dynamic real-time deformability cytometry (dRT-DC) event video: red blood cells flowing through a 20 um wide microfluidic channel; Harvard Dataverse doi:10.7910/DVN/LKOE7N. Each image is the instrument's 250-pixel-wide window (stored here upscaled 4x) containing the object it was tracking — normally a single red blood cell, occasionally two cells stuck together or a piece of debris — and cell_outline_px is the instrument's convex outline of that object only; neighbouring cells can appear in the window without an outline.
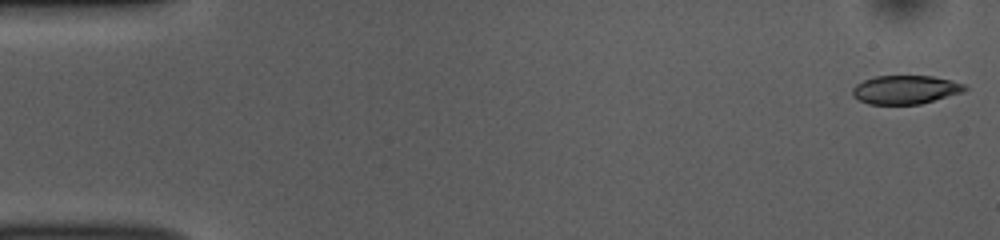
{"species": "common noctule bat (a hibernating species)", "species_latin": "Nyctalus noctula", "temperature_condition": "room temperature", "stored_images_in_passage": 52, "camera_frame_rate_fps": 3000, "um_per_image_px": 0.085, "animal": {"sex": "female", "body_mass_g": 10.0, "forearm_length_mm": 53.1}, "frame": {"image": 1, "passage_image": 1, "time_ms": 0.0, "image_size_px": [1000, 240], "cell_outline_px": [[968, 88], [964, 92], [920, 104], [868, 104], [852, 96], [852, 88], [856, 84], [864, 80], [876, 76], [932, 76], [964, 84]], "centroid_in_image_um": [76.95, 7.62], "position_along_channel_um": 8.1, "area_um2": 18.67}}
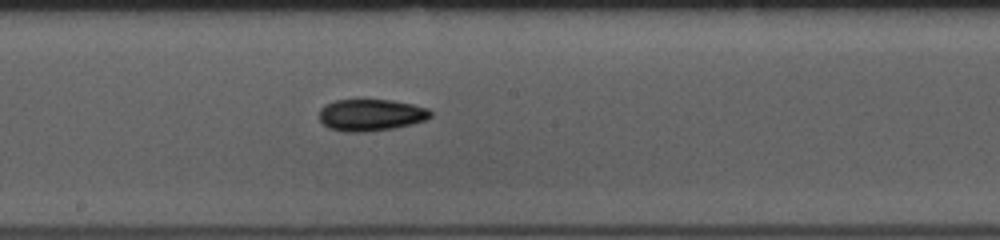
{"frame": {"image": 2, "passage_image": 28, "time_ms": 9.0, "image_size_px": [1000, 240], "cell_outline_px": [[432, 116], [424, 120], [412, 124], [392, 128], [364, 132], [344, 132], [328, 128], [320, 120], [320, 108], [324, 104], [336, 100], [392, 100], [412, 104], [428, 108], [432, 112]], "centroid_in_image_um": [31.51, 9.77], "position_along_channel_um": 216.7, "area_um2": 20.63}}
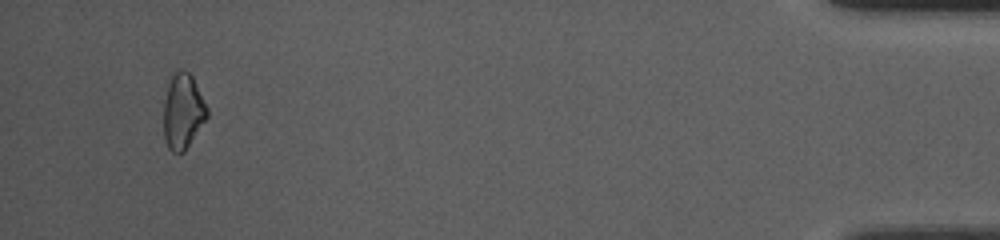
{"frame": {"image": 3, "passage_image": 50, "time_ms": 16.333, "image_size_px": [1000, 240], "cell_outline_px": [[208, 116], [184, 152], [172, 152], [168, 148], [164, 140], [164, 104], [168, 84], [172, 72], [176, 68], [184, 68], [192, 76], [208, 108]], "centroid_in_image_um": [15.54, 9.42], "position_along_channel_um": 419.7, "area_um2": 19.19}, "authors_computed_cell_mechanics": {"area_um2": 19.941, "velocity_mm_per_s": 3.7852, "shape_relaxation_time_tau1_ms": 5.3946, "shape_relaxation_time_tau2_ms": null, "deformation_change_tau1": 0.1358, "deformation_change_tau2": null}}